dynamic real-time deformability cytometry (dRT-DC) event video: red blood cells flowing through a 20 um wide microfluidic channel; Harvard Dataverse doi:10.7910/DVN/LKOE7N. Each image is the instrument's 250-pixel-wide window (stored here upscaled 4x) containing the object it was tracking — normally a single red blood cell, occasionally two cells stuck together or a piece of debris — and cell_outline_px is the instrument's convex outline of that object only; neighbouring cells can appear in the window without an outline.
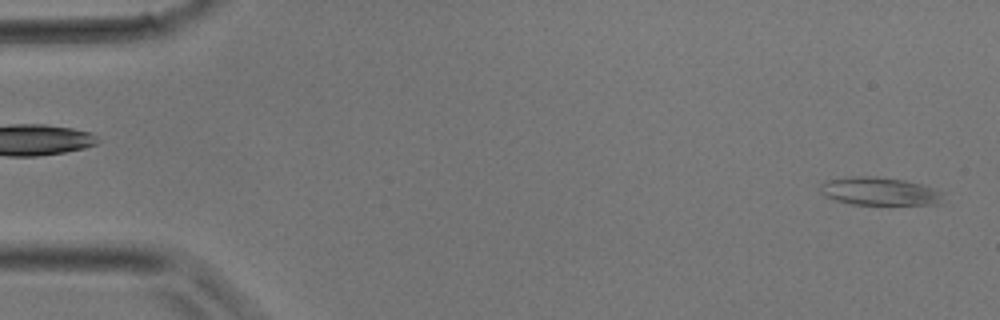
{"species": "common noctule bat (a hibernating species)", "species_latin": "Nyctalus noctula", "temperature_condition": "room temperature", "stored_images_in_passage": 34, "camera_frame_rate_fps": 3000, "um_per_image_px": 0.085, "animal": {"sex": "male", "body_mass_g": 17.9}, "frame": {"image": 1, "passage_image": 1, "time_ms": 0.0, "image_size_px": [1000, 320], "cell_outline_px": [[944, 192], [936, 204], [852, 204], [836, 200], [824, 196], [820, 192], [820, 184], [828, 180], [852, 176], [876, 176], [904, 180], [920, 184]], "centroid_in_image_um": [74.7, 16.25], "position_along_channel_um": 10.3, "area_um2": 19.83}}
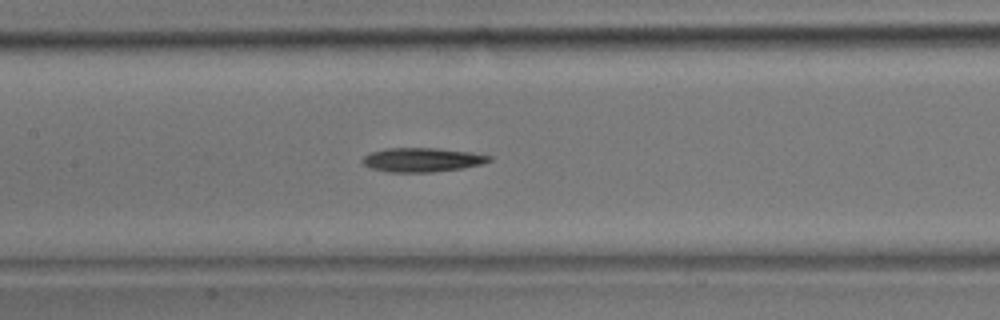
{"frame": {"image": 2, "passage_image": 16, "time_ms": 5.0, "image_size_px": [1000, 320], "cell_outline_px": [[492, 160], [480, 164], [460, 168], [432, 172], [388, 172], [368, 168], [360, 160], [368, 152], [384, 148], [436, 148], [472, 152], [492, 156]], "centroid_in_image_um": [35.81, 13.57], "position_along_channel_um": 171.6, "area_um2": 17.92}}
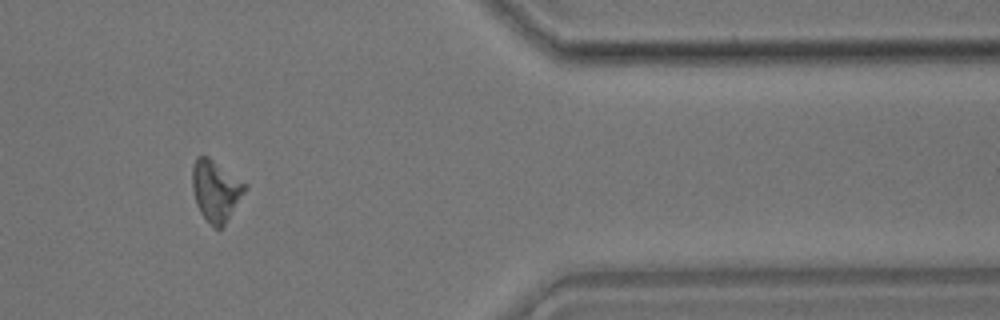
{"frame": {"image": 3, "passage_image": 29, "time_ms": 9.333, "image_size_px": [1000, 320], "cell_outline_px": [[248, 188], [224, 224], [220, 228], [216, 228], [200, 212], [196, 204], [192, 188], [192, 164], [196, 156], [208, 156], [248, 184]], "centroid_in_image_um": [18.34, 16.15], "position_along_channel_um": 393.1, "area_um2": 18.67}}